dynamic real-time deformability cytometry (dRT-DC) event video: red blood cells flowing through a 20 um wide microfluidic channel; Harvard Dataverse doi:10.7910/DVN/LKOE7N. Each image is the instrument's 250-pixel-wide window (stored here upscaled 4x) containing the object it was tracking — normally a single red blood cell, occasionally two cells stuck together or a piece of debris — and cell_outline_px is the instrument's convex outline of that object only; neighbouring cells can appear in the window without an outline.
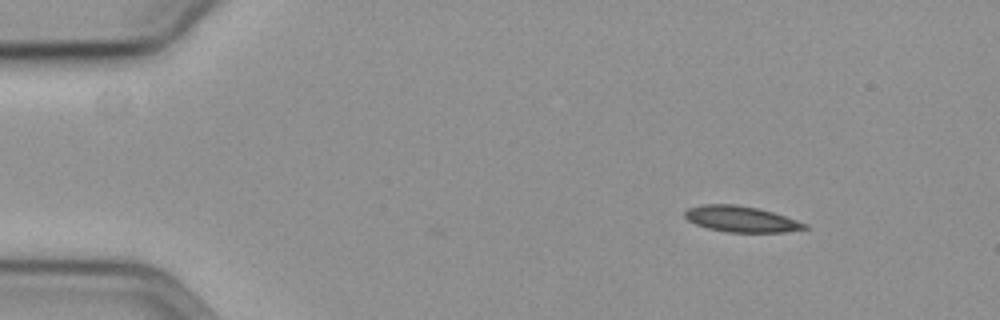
{"species": "common noctule bat (a hibernating species)", "species_latin": "Nyctalus noctula", "temperature_condition": "cold", "stored_images_in_passage": 3, "camera_frame_rate_fps": 3000, "um_per_image_px": 0.085, "animal": {"sex": "female", "body_mass_g": 19.3, "forearm_length_mm": 54.1}, "frame": {"image": 1, "passage_image": 1, "time_ms": 0.0, "image_size_px": [1000, 320], "cell_outline_px": [[808, 228], [784, 232], [728, 232], [708, 228], [696, 224], [688, 220], [684, 216], [684, 212], [688, 208], [700, 204], [736, 204], [756, 208], [772, 212], [808, 224]], "centroid_in_image_um": [62.96, 18.61], "position_along_channel_um": 22.0, "area_um2": 17.98}}